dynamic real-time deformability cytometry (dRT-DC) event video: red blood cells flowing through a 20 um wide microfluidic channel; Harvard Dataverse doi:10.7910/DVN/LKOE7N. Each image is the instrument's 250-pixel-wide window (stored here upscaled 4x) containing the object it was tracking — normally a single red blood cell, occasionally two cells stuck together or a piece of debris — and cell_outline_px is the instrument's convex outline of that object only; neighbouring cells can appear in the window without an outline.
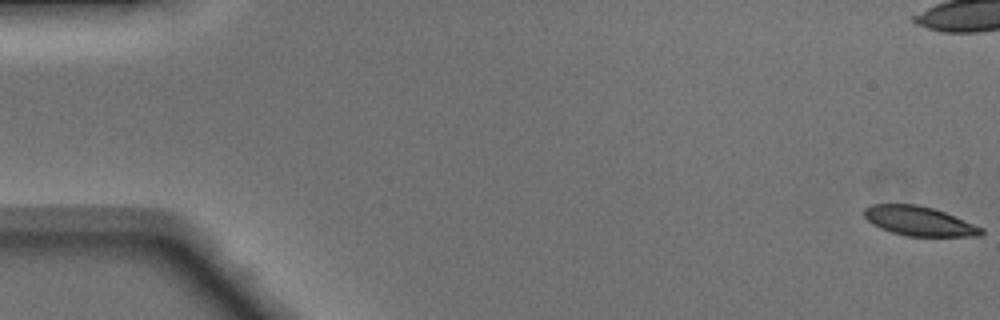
{"species": "Egyptian fruit bat (a non-hibernating species)", "species_latin": "Rousettus aegyptiacus", "temperature_condition": "warm", "stored_images_in_passage": 51, "camera_frame_rate_fps": 3000, "um_per_image_px": 0.085, "animal": {"sex": "male"}, "frame": {"image": 1, "passage_image": 1, "time_ms": 0.0, "image_size_px": [1000, 320], "cell_outline_px": [[984, 232], [980, 236], [904, 236], [880, 228], [872, 224], [864, 216], [864, 208], [872, 204], [916, 204], [932, 208], [944, 212], [984, 228]], "centroid_in_image_um": [78.11, 18.79], "position_along_channel_um": 6.9, "area_um2": 20.0}, "authors_computed_cell_mechanics": {"area_um2": 21.5594, "velocity_mm_per_s": 4.1111, "shape_relaxation_time_tau1_ms": 4.1521, "shape_relaxation_time_tau2_ms": 3.5409, "deformation_change_tau1": 0.1249, "deformation_change_tau2": 0.1059}}